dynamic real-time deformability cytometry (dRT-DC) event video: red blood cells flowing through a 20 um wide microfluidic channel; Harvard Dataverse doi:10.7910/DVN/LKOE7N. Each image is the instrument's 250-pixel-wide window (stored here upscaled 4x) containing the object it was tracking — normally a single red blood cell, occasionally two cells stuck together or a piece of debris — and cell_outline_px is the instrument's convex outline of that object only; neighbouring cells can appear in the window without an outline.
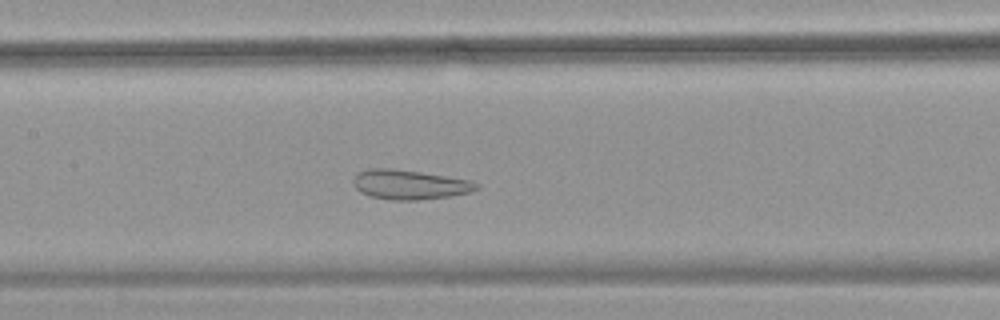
{"species": "common noctule bat (a hibernating species)", "species_latin": "Nyctalus noctula", "temperature_condition": "warm", "stored_images_in_passage": 45, "camera_frame_rate_fps": 3000, "um_per_image_px": 0.085, "animal": {"sex": "female", "body_mass_g": 18.4}, "frame": {"image": 1, "passage_image": 17, "time_ms": 5.333, "image_size_px": [1000, 320], "cell_outline_px": [[480, 188], [472, 192], [452, 196], [416, 200], [388, 200], [372, 196], [360, 192], [352, 184], [352, 180], [360, 172], [368, 168], [392, 168], [420, 172], [472, 180], [480, 184]], "centroid_in_image_um": [34.86, 15.69], "position_along_channel_um": 172.5, "area_um2": 21.39}}
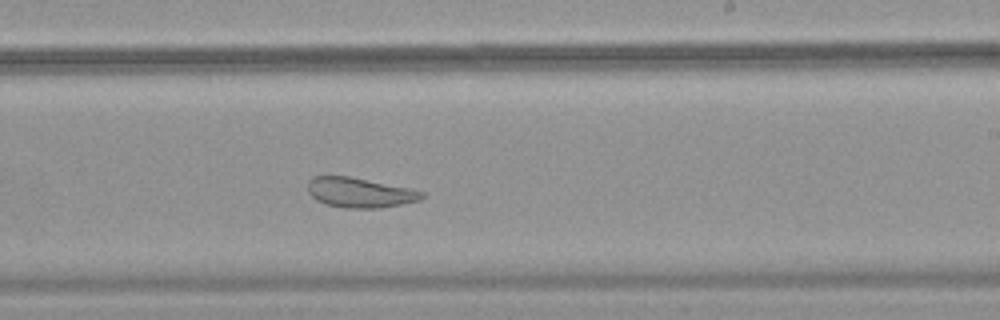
{"frame": {"image": 2, "passage_image": 24, "time_ms": 7.667, "image_size_px": [1000, 320], "cell_outline_px": [[424, 196], [420, 200], [380, 208], [344, 208], [324, 204], [316, 200], [308, 192], [308, 180], [312, 176], [348, 176], [412, 188], [424, 192]], "centroid_in_image_um": [30.57, 16.37], "position_along_channel_um": 258.4, "area_um2": 20.0}}
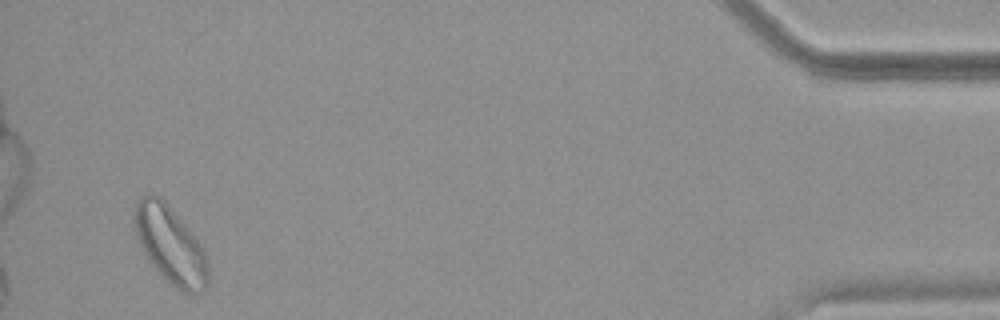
{"frame": {"image": 3, "passage_image": 43, "time_ms": 14.0, "image_size_px": [1000, 320], "cell_outline_px": [[208, 284], [204, 292], [192, 296], [176, 288], [148, 260], [136, 236], [132, 220], [132, 212], [136, 200], [144, 192], [152, 192], [160, 196], [164, 200], [192, 232], [200, 244], [204, 252], [208, 264]], "centroid_in_image_um": [14.45, 20.77], "position_along_channel_um": 420.7, "area_um2": 33.7}, "authors_computed_cell_mechanics": {"area_um2": 24.7962, "velocity_mm_per_s": 3.6948, "shape_relaxation_time_tau1_ms": null, "shape_relaxation_time_tau2_ms": 1.463, "deformation_change_tau1": null, "deformation_change_tau2": 0.0997}}